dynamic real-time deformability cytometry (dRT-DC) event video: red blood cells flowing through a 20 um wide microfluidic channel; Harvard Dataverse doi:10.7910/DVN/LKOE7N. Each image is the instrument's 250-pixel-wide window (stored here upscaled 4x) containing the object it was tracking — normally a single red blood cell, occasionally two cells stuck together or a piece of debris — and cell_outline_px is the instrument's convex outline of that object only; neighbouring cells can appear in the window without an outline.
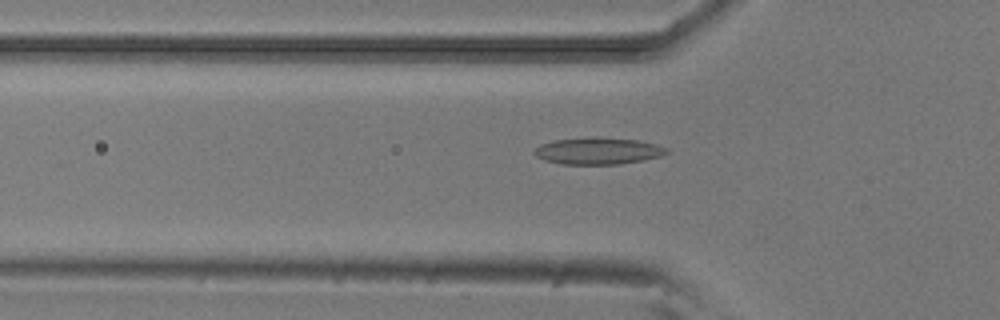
{"species": "common noctule bat (a hibernating species)", "species_latin": "Nyctalus noctula", "temperature_condition": "room temperature", "stored_images_in_passage": 40, "camera_frame_rate_fps": 3000, "um_per_image_px": 0.085, "animal": {"sex": "male", "body_mass_g": 20.5, "forearm_length_mm": 52.5}, "frame": {"image": 1, "passage_image": 5, "time_ms": 1.333, "image_size_px": [1000, 320], "cell_outline_px": [[668, 152], [660, 156], [644, 160], [620, 164], [560, 164], [544, 160], [536, 156], [532, 152], [540, 144], [552, 140], [596, 136], [636, 140], [656, 144], [668, 148]], "centroid_in_image_um": [50.8, 12.82], "position_along_channel_um": 75.0, "area_um2": 20.87}}
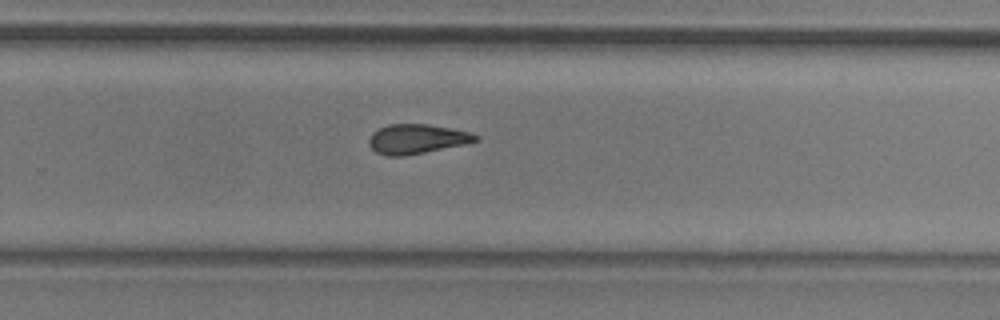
{"frame": {"image": 2, "passage_image": 22, "time_ms": 7.0, "image_size_px": [1000, 320], "cell_outline_px": [[480, 140], [464, 144], [404, 156], [388, 156], [376, 152], [368, 144], [368, 140], [372, 132], [388, 124], [428, 124], [468, 132], [480, 136]], "centroid_in_image_um": [35.4, 11.81], "position_along_channel_um": 294.4, "area_um2": 18.21}}
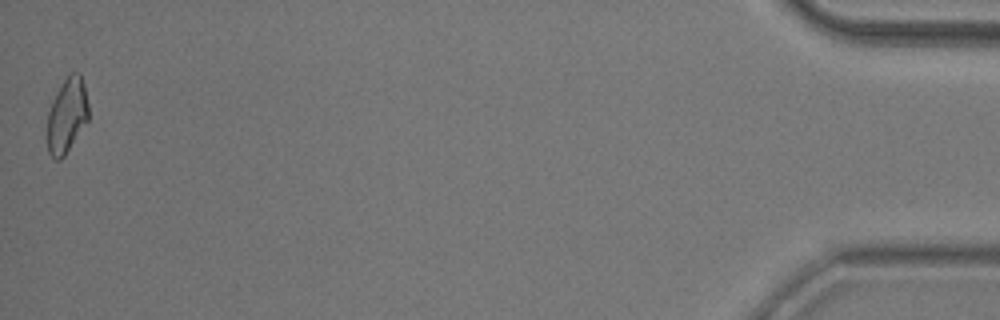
{"frame": {"image": 3, "passage_image": 40, "time_ms": 13.0, "image_size_px": [1000, 320], "cell_outline_px": [[88, 120], [64, 156], [60, 160], [56, 160], [48, 152], [48, 112], [52, 100], [64, 80], [72, 72], [80, 72], [84, 84], [88, 104]], "centroid_in_image_um": [5.7, 9.8], "position_along_channel_um": 429.5, "area_um2": 17.74}, "authors_computed_cell_mechanics": {"area_um2": 18.4671, "velocity_mm_per_s": 3.8577, "shape_relaxation_time_tau1_ms": 11.3127, "shape_relaxation_time_tau2_ms": 3.6587, "deformation_change_tau1": 0.1962, "deformation_change_tau2": 0.1132}}